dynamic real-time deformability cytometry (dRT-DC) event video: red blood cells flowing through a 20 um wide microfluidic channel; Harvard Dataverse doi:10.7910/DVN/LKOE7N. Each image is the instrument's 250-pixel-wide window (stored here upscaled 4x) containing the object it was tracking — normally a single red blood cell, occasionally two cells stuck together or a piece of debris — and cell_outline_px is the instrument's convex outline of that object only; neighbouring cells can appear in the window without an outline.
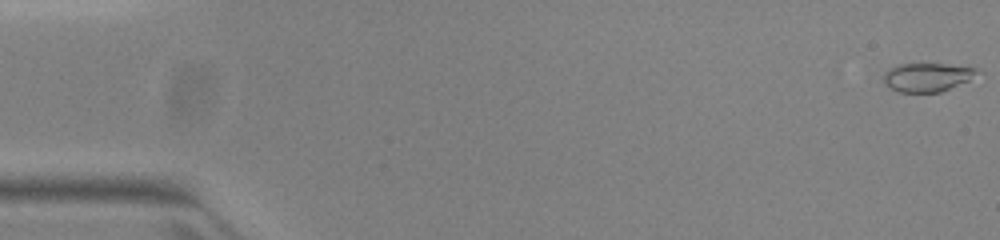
{"species": "common noctule bat (a hibernating species)", "species_latin": "Nyctalus noctula", "temperature_condition": "warm", "stored_images_in_passage": 50, "camera_frame_rate_fps": 3000, "um_per_image_px": 0.085, "animal": {"sex": "female", "body_mass_g": 23.0, "forearm_length_mm": 53.4}, "frame": {"image": 1, "passage_image": 1, "time_ms": 0.0, "image_size_px": [1000, 240], "cell_outline_px": [[976, 72], [968, 80], [940, 92], [900, 92], [888, 88], [884, 84], [884, 72], [888, 68], [900, 64], [948, 64], [976, 68]], "centroid_in_image_um": [78.72, 6.56], "position_along_channel_um": 6.3, "area_um2": 15.37}}
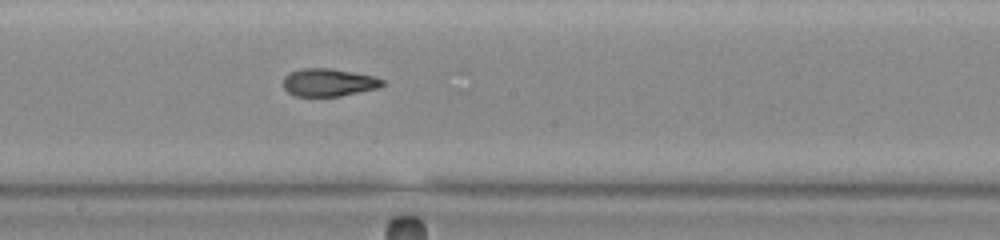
{"frame": {"image": 2, "passage_image": 29, "time_ms": 9.333, "image_size_px": [1000, 240], "cell_outline_px": [[384, 84], [376, 88], [340, 96], [296, 96], [288, 92], [284, 88], [284, 76], [300, 68], [328, 68], [352, 72], [372, 76], [384, 80]], "centroid_in_image_um": [27.9, 7.01], "position_along_channel_um": 220.3, "area_um2": 15.78}}
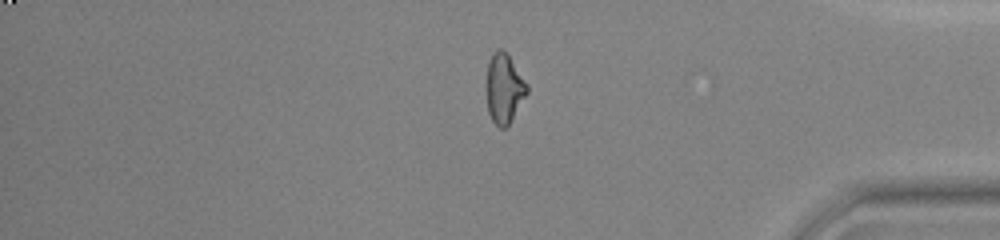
{"frame": {"image": 3, "passage_image": 44, "time_ms": 14.333, "image_size_px": [1000, 240], "cell_outline_px": [[528, 92], [508, 124], [504, 128], [500, 128], [492, 120], [488, 112], [484, 84], [488, 60], [492, 52], [496, 48], [504, 48], [508, 52], [528, 84]], "centroid_in_image_um": [42.81, 7.42], "position_along_channel_um": 392.4, "area_um2": 17.11}, "authors_computed_cell_mechanics": {"area_um2": 16.6464, "velocity_mm_per_s": 3.9687, "shape_relaxation_time_tau1_ms": 6.8448, "shape_relaxation_time_tau2_ms": 2.0579, "deformation_change_tau1": 0.2474, "deformation_change_tau2": 0.0875}}